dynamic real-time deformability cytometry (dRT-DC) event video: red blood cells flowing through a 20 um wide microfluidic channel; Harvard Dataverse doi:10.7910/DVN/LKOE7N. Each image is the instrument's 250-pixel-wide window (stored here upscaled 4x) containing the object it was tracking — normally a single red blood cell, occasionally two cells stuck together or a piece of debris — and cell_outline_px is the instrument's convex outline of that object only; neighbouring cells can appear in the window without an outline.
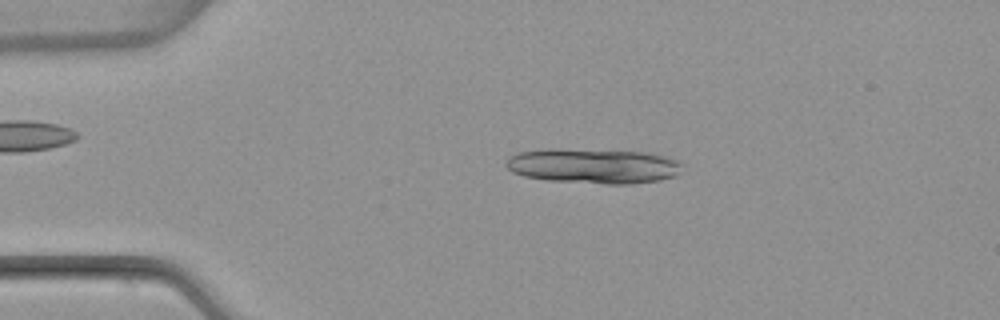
{"species": "common noctule bat (a hibernating species)", "species_latin": "Nyctalus noctula", "temperature_condition": "warm", "stored_images_in_passage": 4, "camera_frame_rate_fps": 3000, "um_per_image_px": 0.085, "animal": {"sex": "female", "body_mass_g": 22.7, "forearm_length_mm": 54.2}, "frame": {"image": 1, "passage_image": 2, "time_ms": 1.333, "image_size_px": [1000, 320], "cell_outline_px": [[684, 164], [676, 176], [660, 180], [628, 184], [608, 184], [548, 180], [524, 176], [512, 172], [504, 164], [508, 156], [516, 152], [552, 148], [648, 152], [664, 156], [676, 160]], "centroid_in_image_um": [50.41, 14.1], "position_along_channel_um": 34.6, "area_um2": 36.18}}